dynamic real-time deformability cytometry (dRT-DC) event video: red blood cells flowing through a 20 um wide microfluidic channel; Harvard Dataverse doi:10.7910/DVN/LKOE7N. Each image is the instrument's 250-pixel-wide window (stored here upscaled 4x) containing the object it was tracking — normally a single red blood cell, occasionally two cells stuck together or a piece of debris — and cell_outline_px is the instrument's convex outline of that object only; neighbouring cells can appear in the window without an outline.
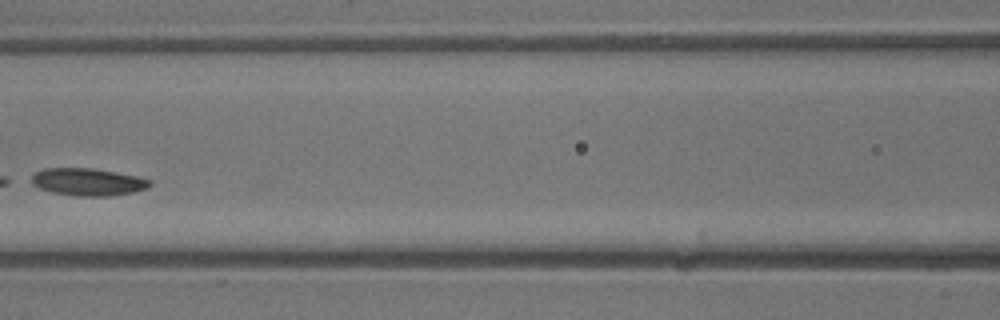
{"species": "common noctule bat (a hibernating species)", "species_latin": "Nyctalus noctula", "temperature_condition": "warm", "stored_images_in_passage": 13, "segment_of_instrument_passage": [2, 2], "camera_frame_rate_fps": 3000, "um_per_image_px": 0.085, "animal": {"sex": "male", "body_mass_g": 13.3}, "frame": {"image": 1, "passage_image": 10, "time_ms": 3.0, "image_size_px": [1000, 320], "cell_outline_px": [[152, 184], [148, 188], [132, 192], [108, 196], [80, 196], [52, 192], [40, 188], [32, 184], [32, 176], [36, 172], [44, 168], [92, 168], [136, 176], [152, 180]], "centroid_in_image_um": [7.48, 15.46], "position_along_channel_um": 159.1, "area_um2": 18.73}}